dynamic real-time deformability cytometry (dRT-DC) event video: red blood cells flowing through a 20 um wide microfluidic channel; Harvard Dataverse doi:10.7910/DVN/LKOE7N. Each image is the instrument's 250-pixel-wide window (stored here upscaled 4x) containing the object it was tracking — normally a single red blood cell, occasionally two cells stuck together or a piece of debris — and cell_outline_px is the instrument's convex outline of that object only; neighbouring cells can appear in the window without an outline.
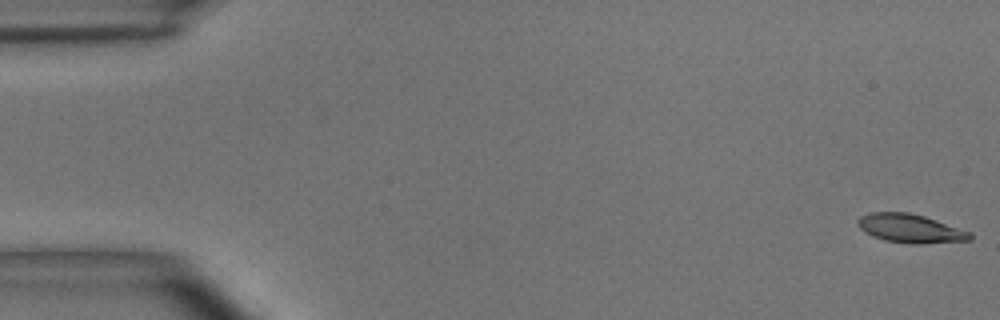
{"species": "common noctule bat (a hibernating species)", "species_latin": "Nyctalus noctula", "temperature_condition": "room temperature", "stored_images_in_passage": 55, "camera_frame_rate_fps": 3000, "um_per_image_px": 0.085, "animal": {"sex": "male", "body_mass_g": 15.6}, "frame": {"image": 1, "passage_image": 1, "time_ms": 0.0, "image_size_px": [1000, 320], "cell_outline_px": [[972, 240], [920, 244], [912, 244], [884, 240], [872, 236], [864, 232], [856, 224], [856, 220], [860, 216], [872, 212], [908, 212], [924, 216], [972, 232]], "centroid_in_image_um": [77.36, 19.42], "position_along_channel_um": 7.6, "area_um2": 18.9}}
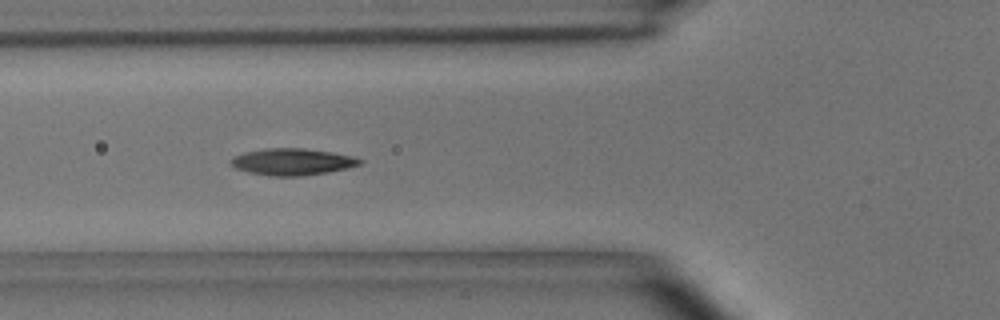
{"frame": {"image": 2, "passage_image": 20, "time_ms": 6.333, "image_size_px": [1000, 320], "cell_outline_px": [[364, 160], [360, 164], [348, 168], [328, 172], [300, 176], [272, 176], [252, 172], [236, 168], [228, 160], [244, 152], [268, 148], [304, 148], [332, 152], [352, 156]], "centroid_in_image_um": [24.88, 13.74], "position_along_channel_um": 100.9, "area_um2": 19.88}}
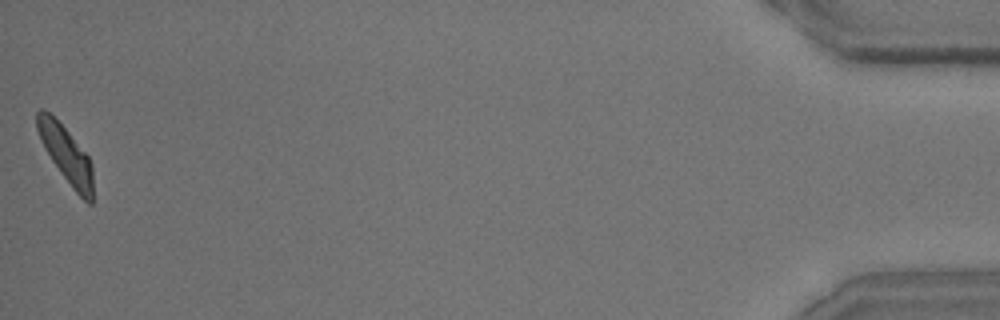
{"frame": {"image": 3, "passage_image": 55, "time_ms": 18.0, "image_size_px": [1000, 320], "cell_outline_px": [[92, 204], [88, 204], [72, 188], [52, 160], [40, 140], [36, 128], [36, 112], [40, 108], [44, 108], [68, 132], [88, 156], [92, 164]], "centroid_in_image_um": [5.6, 13.12], "position_along_channel_um": 429.6, "area_um2": 18.03}, "authors_computed_cell_mechanics": {"area_um2": 18.9584, "velocity_mm_per_s": 3.6214, "shape_relaxation_time_tau1_ms": 3.2739, "shape_relaxation_time_tau2_ms": 2.2, "deformation_change_tau1": 0.1517, "deformation_change_tau2": 0.0817}}